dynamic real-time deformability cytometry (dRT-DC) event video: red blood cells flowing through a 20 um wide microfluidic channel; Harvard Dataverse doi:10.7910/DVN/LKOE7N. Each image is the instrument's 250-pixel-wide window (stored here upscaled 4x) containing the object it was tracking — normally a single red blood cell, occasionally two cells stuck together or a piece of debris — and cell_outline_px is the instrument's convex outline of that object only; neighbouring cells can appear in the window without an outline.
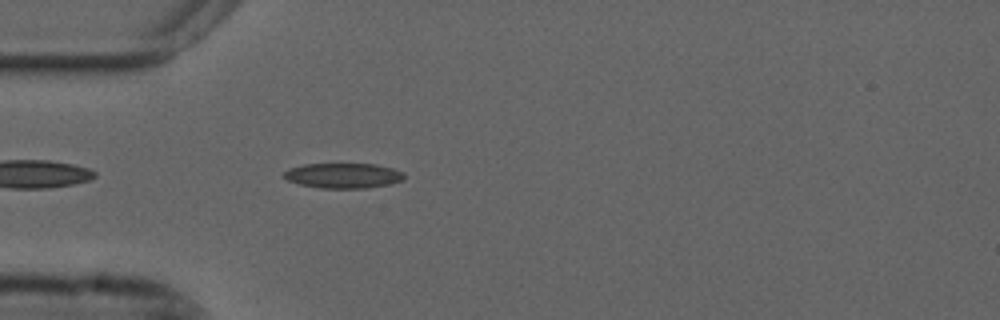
{"species": "common noctule bat (a hibernating species)", "species_latin": "Nyctalus noctula", "temperature_condition": "cold", "stored_images_in_passage": 40, "camera_frame_rate_fps": 3000, "um_per_image_px": 0.085, "animal": {"sex": "male", "forearm_length_mm": 52.5}, "frame": {"image": 1, "passage_image": 5, "time_ms": 1.333, "image_size_px": [1000, 320], "cell_outline_px": [[404, 180], [388, 184], [368, 188], [320, 188], [300, 184], [288, 180], [284, 176], [284, 172], [288, 168], [304, 164], [376, 164], [392, 168], [404, 172]], "centroid_in_image_um": [29.19, 14.92], "position_along_channel_um": 55.8, "area_um2": 17.57}}
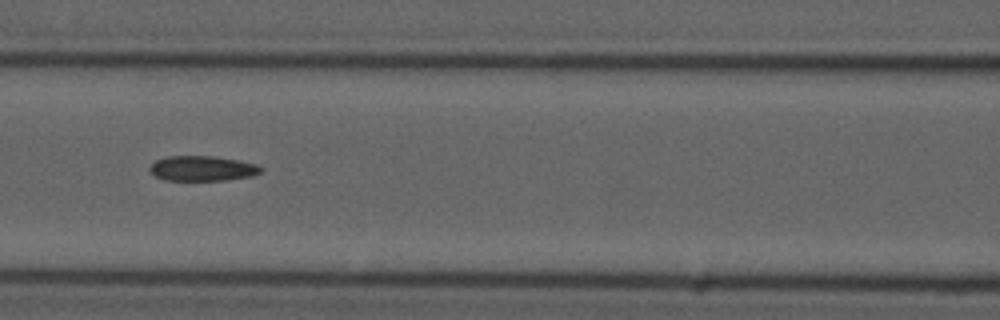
{"frame": {"image": 2, "passage_image": 13, "time_ms": 4.0, "image_size_px": [1000, 320], "cell_outline_px": [[264, 168], [260, 172], [252, 176], [224, 180], [164, 180], [156, 176], [148, 168], [156, 160], [168, 156], [212, 156], [240, 160], [256, 164]], "centroid_in_image_um": [17.22, 14.31], "position_along_channel_um": 149.4, "area_um2": 16.18}}
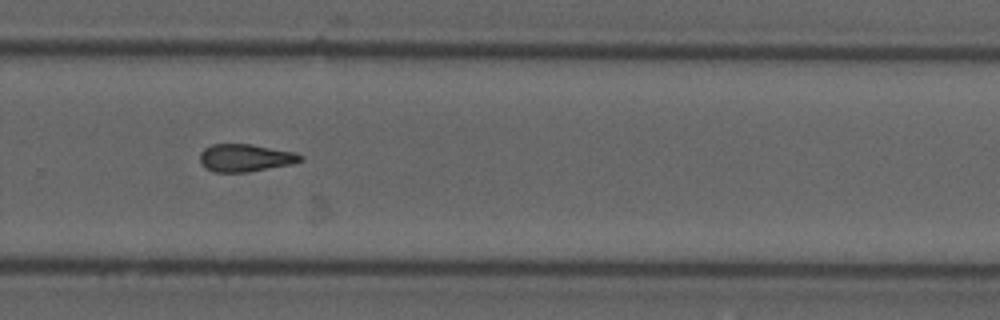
{"frame": {"image": 3, "passage_image": 26, "time_ms": 8.333, "image_size_px": [1000, 320], "cell_outline_px": [[304, 160], [292, 164], [248, 172], [212, 172], [200, 160], [200, 152], [204, 148], [212, 144], [248, 144], [296, 152], [304, 156]], "centroid_in_image_um": [20.89, 13.41], "position_along_channel_um": 308.9, "area_um2": 16.13}, "authors_computed_cell_mechanics": {"area_um2": 16.5597, "velocity_mm_per_s": 3.7025, "shape_relaxation_time_tau1_ms": null, "shape_relaxation_time_tau2_ms": 9.1391, "deformation_change_tau1": null, "deformation_change_tau2": 0.1922}}